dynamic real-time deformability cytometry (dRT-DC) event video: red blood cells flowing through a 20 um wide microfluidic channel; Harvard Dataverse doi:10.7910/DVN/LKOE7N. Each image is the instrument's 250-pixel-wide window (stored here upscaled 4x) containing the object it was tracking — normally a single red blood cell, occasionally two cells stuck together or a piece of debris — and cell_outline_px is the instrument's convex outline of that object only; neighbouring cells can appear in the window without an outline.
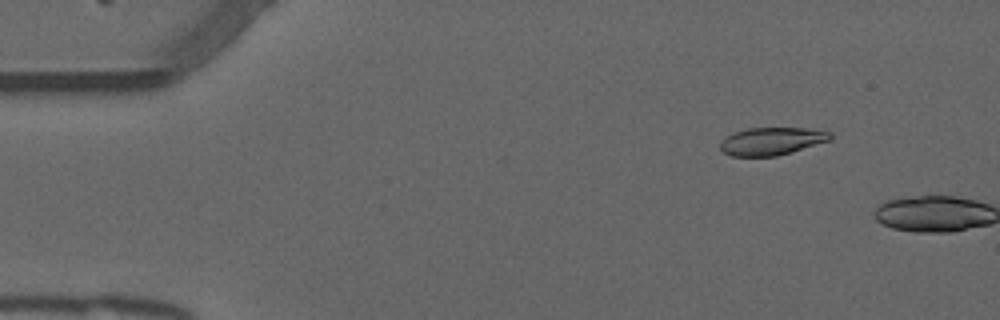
{"species": "common noctule bat (a hibernating species)", "species_latin": "Nyctalus noctula", "temperature_condition": "warm", "stored_images_in_passage": 7, "camera_frame_rate_fps": 3000, "um_per_image_px": 0.085, "animal": {"sex": "male", "forearm_length_mm": 52.5}, "frame": {"image": 1, "passage_image": 6, "time_ms": 1.667, "image_size_px": [1000, 320], "cell_outline_px": [[832, 140], [792, 152], [776, 156], [732, 156], [724, 152], [720, 148], [720, 140], [736, 132], [748, 128], [804, 128], [832, 132]], "centroid_in_image_um": [65.62, 12.0], "position_along_channel_um": 19.4, "area_um2": 17.74}}